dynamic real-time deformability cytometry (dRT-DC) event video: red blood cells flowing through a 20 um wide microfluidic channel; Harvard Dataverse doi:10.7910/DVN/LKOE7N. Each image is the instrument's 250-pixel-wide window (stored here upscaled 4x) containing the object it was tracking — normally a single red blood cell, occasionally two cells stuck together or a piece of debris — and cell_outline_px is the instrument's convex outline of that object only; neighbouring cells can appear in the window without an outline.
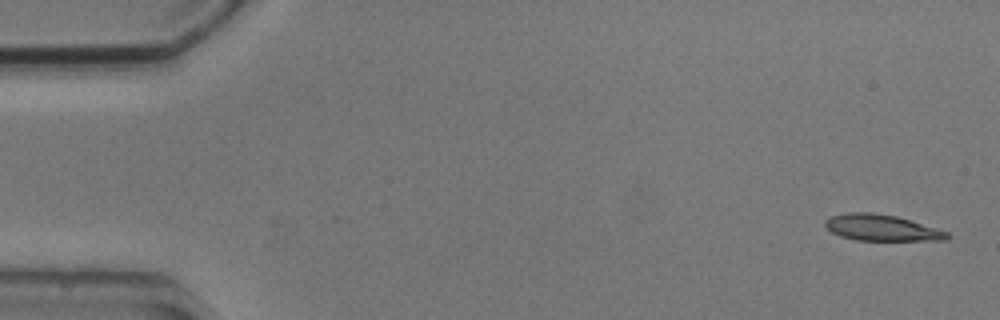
{"species": "common noctule bat (a hibernating species)", "species_latin": "Nyctalus noctula", "temperature_condition": "cold", "stored_images_in_passage": 2, "camera_frame_rate_fps": 3000, "um_per_image_px": 0.085, "animal": {"sex": "male", "body_mass_g": 20.5, "forearm_length_mm": 52.5}, "frame": {"image": 1, "passage_image": 2, "time_ms": 1.0, "image_size_px": [1000, 320], "cell_outline_px": [[952, 236], [948, 240], [856, 240], [840, 236], [832, 232], [824, 224], [824, 220], [832, 216], [848, 212], [872, 212], [896, 216], [936, 228], [948, 232]], "centroid_in_image_um": [74.94, 19.36], "position_along_channel_um": 10.1, "area_um2": 18.55}}